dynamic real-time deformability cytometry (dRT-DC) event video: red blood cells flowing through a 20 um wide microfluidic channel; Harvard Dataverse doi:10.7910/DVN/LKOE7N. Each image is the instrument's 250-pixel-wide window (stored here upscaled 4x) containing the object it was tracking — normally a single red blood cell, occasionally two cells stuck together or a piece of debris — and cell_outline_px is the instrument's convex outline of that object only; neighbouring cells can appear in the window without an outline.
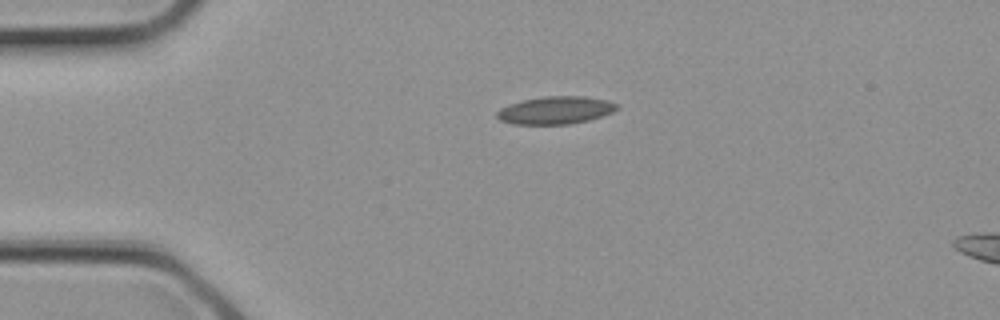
{"species": "common noctule bat (a hibernating species)", "species_latin": "Nyctalus noctula", "temperature_condition": "cold", "stored_images_in_passage": 2, "segment_of_instrument_passage": [1, 2], "camera_frame_rate_fps": 3000, "um_per_image_px": 0.085, "animal": {"sex": "female", "body_mass_g": 21.9}, "frame": {"image": 1, "passage_image": 1, "time_ms": 0.0, "image_size_px": [1000, 320], "cell_outline_px": [[620, 108], [612, 112], [588, 120], [568, 124], [512, 124], [500, 120], [496, 116], [496, 112], [500, 108], [508, 104], [524, 100], [544, 96], [584, 96], [608, 100], [620, 104]], "centroid_in_image_um": [47.23, 9.36], "position_along_channel_um": 37.8, "area_um2": 19.42}}